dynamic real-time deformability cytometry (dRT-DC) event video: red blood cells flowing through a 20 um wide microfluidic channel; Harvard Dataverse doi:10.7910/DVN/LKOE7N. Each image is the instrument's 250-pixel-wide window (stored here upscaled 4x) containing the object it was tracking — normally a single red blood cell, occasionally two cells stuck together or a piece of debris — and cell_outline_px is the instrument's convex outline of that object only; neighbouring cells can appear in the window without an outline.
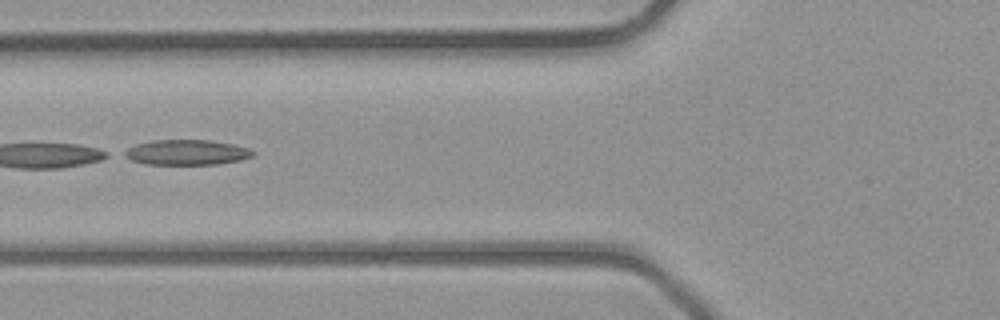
{"species": "common noctule bat (a hibernating species)", "species_latin": "Nyctalus noctula", "temperature_condition": "room temperature", "stored_images_in_passage": 4, "camera_frame_rate_fps": 3000, "um_per_image_px": 0.085, "animal": {"sex": "male", "body_mass_g": 23.1, "forearm_length_mm": 52.7}, "frame": {"image": 1, "passage_image": 4, "time_ms": 4.333, "image_size_px": [1000, 320], "cell_outline_px": [[256, 152], [252, 156], [240, 160], [216, 164], [144, 164], [132, 160], [124, 156], [120, 152], [136, 144], [152, 140], [208, 140], [232, 144], [248, 148]], "centroid_in_image_um": [15.82, 12.95], "position_along_channel_um": 110.0, "area_um2": 18.84}}